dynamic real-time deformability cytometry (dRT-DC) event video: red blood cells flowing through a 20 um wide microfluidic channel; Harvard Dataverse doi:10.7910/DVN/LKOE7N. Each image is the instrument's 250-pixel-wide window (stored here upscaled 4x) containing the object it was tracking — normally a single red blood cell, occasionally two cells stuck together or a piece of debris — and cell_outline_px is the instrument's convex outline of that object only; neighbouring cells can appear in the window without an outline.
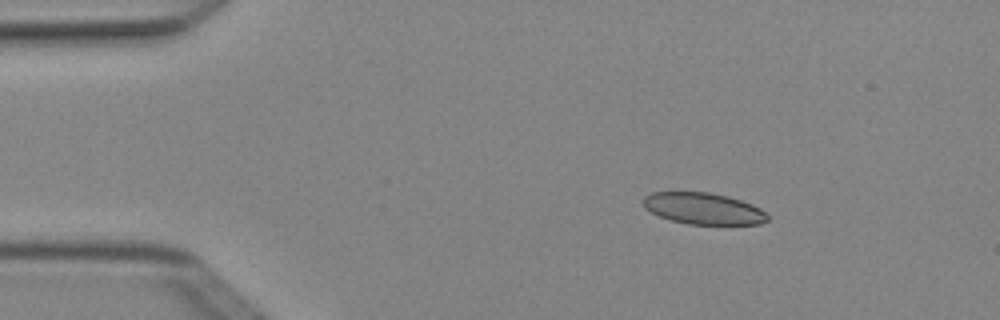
{"species": "Egyptian fruit bat (a non-hibernating species)", "species_latin": "Rousettus aegyptiacus", "temperature_condition": "cold", "stored_images_in_passage": 5, "camera_frame_rate_fps": 3000, "um_per_image_px": 0.085, "animal": {"sex": "female"}, "frame": {"image": 1, "passage_image": 3, "time_ms": 0.667, "image_size_px": [1000, 320], "cell_outline_px": [[768, 220], [760, 224], [688, 224], [672, 220], [660, 216], [644, 208], [640, 200], [644, 196], [652, 192], [708, 192], [728, 196], [752, 204], [760, 208], [768, 216]], "centroid_in_image_um": [59.75, 17.72], "position_along_channel_um": 25.2, "area_um2": 22.83}}
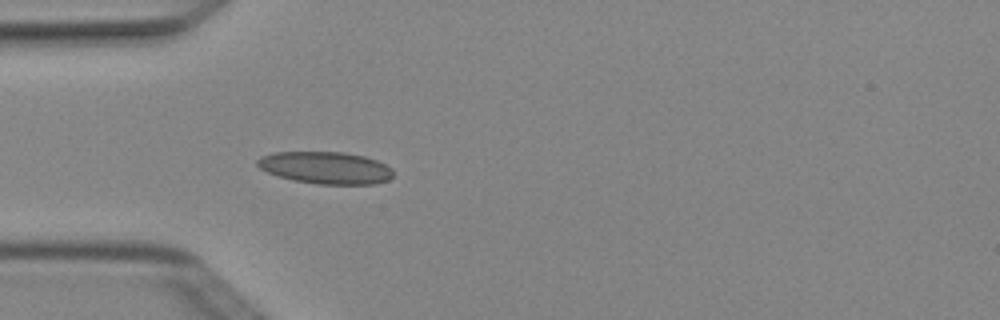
{"frame": {"image": 2, "passage_image": 5, "time_ms": 1.333, "image_size_px": [1000, 320], "cell_outline_px": [[392, 176], [388, 180], [376, 184], [316, 184], [292, 180], [268, 172], [260, 168], [256, 164], [256, 160], [260, 156], [272, 152], [344, 152], [364, 156], [376, 160], [392, 168]], "centroid_in_image_um": [27.66, 14.25], "position_along_channel_um": 57.3, "area_um2": 25.49}}